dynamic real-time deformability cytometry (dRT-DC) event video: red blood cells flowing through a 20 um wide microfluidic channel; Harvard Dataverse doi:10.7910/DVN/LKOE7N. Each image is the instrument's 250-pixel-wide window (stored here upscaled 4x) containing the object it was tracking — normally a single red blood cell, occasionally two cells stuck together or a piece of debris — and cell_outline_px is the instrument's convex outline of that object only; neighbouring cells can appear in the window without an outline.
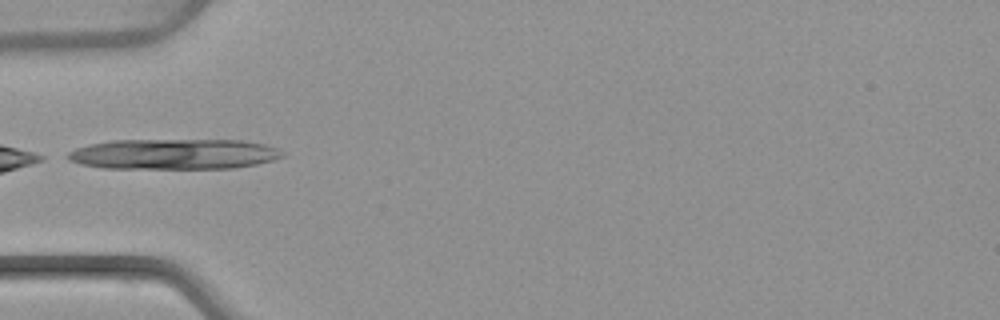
{"species": "common noctule bat (a hibernating species)", "species_latin": "Nyctalus noctula", "temperature_condition": "warm", "stored_images_in_passage": 1, "camera_frame_rate_fps": 3000, "um_per_image_px": 0.085, "animal": {"sex": "female", "body_mass_g": 22.7, "forearm_length_mm": 54.2}, "frame": {"image": 1, "passage_image": 1, "time_ms": 0.0, "image_size_px": [1000, 320], "cell_outline_px": [[284, 156], [272, 160], [256, 164], [232, 168], [100, 168], [80, 164], [68, 160], [60, 156], [76, 148], [88, 144], [112, 140], [240, 140], [264, 144], [280, 148], [284, 152]], "centroid_in_image_um": [14.72, 13.09], "position_along_channel_um": 70.3, "area_um2": 38.44}}